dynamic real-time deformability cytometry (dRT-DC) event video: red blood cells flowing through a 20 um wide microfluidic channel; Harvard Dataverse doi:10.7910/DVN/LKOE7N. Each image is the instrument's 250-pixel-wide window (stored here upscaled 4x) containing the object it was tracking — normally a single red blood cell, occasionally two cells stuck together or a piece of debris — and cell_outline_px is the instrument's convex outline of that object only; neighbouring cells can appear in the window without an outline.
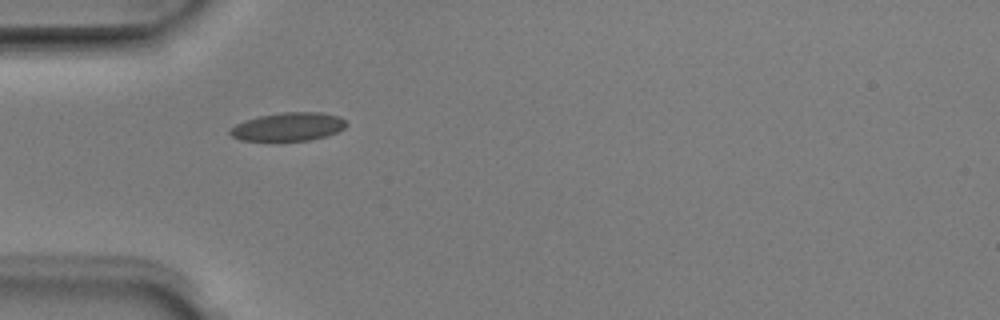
{"species": "Egyptian fruit bat (a non-hibernating species)", "species_latin": "Rousettus aegyptiacus", "temperature_condition": "room temperature", "stored_images_in_passage": 1, "camera_frame_rate_fps": 3000, "um_per_image_px": 0.085, "animal": {"sex": "male"}, "frame": {"image": 1, "passage_image": 1, "time_ms": 0.0, "image_size_px": [1000, 320], "cell_outline_px": [[348, 124], [344, 128], [336, 132], [324, 136], [308, 140], [240, 140], [232, 136], [228, 132], [236, 124], [244, 120], [260, 116], [280, 112], [320, 112], [340, 116]], "centroid_in_image_um": [24.51, 10.75], "position_along_channel_um": 60.5, "area_um2": 19.02}}